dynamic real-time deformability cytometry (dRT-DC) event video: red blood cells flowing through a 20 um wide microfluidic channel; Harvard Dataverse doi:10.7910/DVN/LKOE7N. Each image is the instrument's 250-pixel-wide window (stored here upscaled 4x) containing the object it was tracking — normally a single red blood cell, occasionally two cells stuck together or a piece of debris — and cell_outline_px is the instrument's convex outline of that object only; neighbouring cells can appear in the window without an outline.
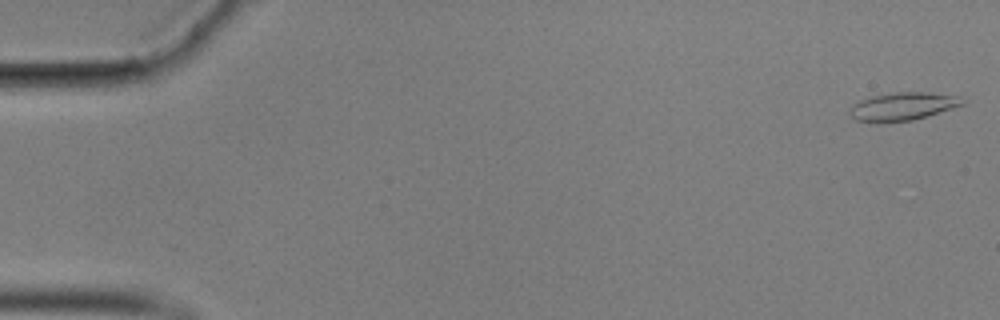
{"species": "common noctule bat (a hibernating species)", "species_latin": "Nyctalus noctula", "temperature_condition": "cold", "stored_images_in_passage": 10, "camera_frame_rate_fps": 3000, "um_per_image_px": 0.085, "animal": {"sex": "male", "body_mass_g": 17.9}, "frame": {"image": 1, "passage_image": 1, "time_ms": 0.0, "image_size_px": [1000, 320], "cell_outline_px": [[968, 100], [964, 104], [952, 108], [912, 120], [880, 124], [876, 124], [856, 120], [848, 112], [852, 104], [860, 100], [872, 96], [896, 92], [924, 92], [960, 96]], "centroid_in_image_um": [76.7, 9.06], "position_along_channel_um": 8.3, "area_um2": 18.67}}